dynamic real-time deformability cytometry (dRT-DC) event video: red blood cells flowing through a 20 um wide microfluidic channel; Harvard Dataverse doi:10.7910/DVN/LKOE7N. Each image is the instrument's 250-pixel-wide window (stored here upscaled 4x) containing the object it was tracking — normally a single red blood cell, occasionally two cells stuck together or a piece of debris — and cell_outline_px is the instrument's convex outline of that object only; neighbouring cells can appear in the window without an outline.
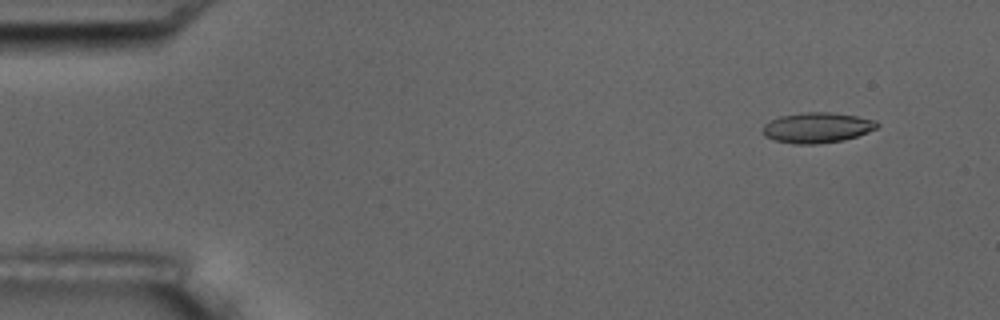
{"species": "common noctule bat (a hibernating species)", "species_latin": "Nyctalus noctula", "temperature_condition": "room temperature", "stored_images_in_passage": 6, "camera_frame_rate_fps": 3000, "um_per_image_px": 0.085, "animal": {"sex": "male", "body_mass_g": 17.5, "forearm_length_mm": 52.3}, "frame": {"image": 1, "passage_image": 1, "time_ms": 0.0, "image_size_px": [1000, 320], "cell_outline_px": [[880, 124], [876, 128], [868, 132], [844, 140], [816, 144], [792, 144], [776, 140], [764, 136], [760, 132], [764, 124], [780, 116], [804, 112], [828, 112], [856, 116], [876, 120]], "centroid_in_image_um": [69.43, 10.85], "position_along_channel_um": 15.6, "area_um2": 20.29}}
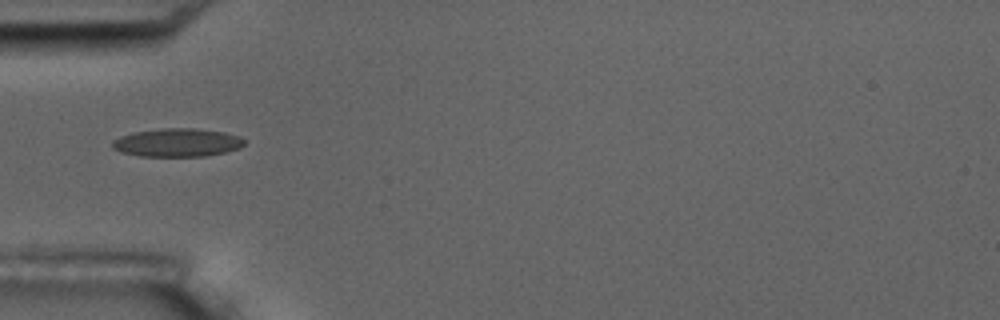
{"frame": {"image": 2, "passage_image": 4, "time_ms": 4.333, "image_size_px": [1000, 320], "cell_outline_px": [[244, 144], [240, 148], [224, 152], [204, 156], [140, 156], [120, 152], [112, 148], [112, 140], [120, 136], [132, 132], [160, 128], [196, 128], [224, 132], [240, 136], [244, 140]], "centroid_in_image_um": [15.03, 12.11], "position_along_channel_um": 70.0, "area_um2": 21.91}}